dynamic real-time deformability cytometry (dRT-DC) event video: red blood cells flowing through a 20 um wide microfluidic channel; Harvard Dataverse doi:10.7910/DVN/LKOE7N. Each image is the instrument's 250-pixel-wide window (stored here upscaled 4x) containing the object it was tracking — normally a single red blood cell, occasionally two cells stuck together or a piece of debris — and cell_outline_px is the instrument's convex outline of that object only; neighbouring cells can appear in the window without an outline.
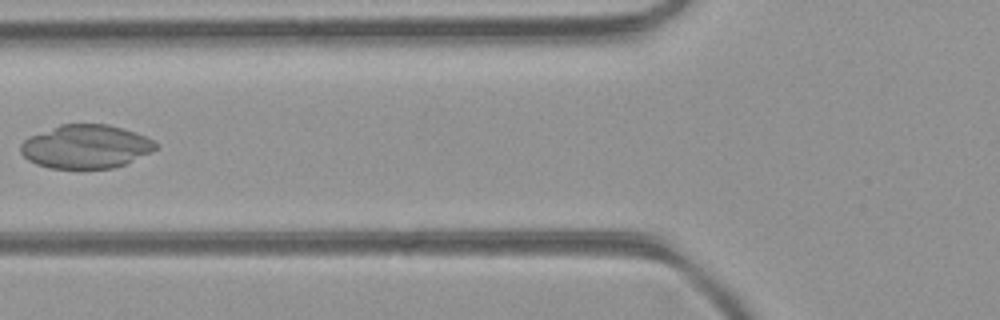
{"species": "common noctule bat (a hibernating species)", "species_latin": "Nyctalus noctula", "temperature_condition": "room temperature", "stored_images_in_passage": 5, "camera_frame_rate_fps": 3000, "um_per_image_px": 0.085, "animal": {"sex": "female", "body_mass_g": 21.9}, "frame": {"image": 1, "passage_image": 5, "time_ms": 1.333, "image_size_px": [1000, 320], "cell_outline_px": [[160, 144], [152, 152], [124, 164], [112, 168], [48, 168], [36, 164], [28, 160], [20, 152], [20, 144], [28, 136], [60, 124], [108, 124], [136, 132]], "centroid_in_image_um": [7.28, 12.45], "position_along_channel_um": 118.5, "area_um2": 34.39}}